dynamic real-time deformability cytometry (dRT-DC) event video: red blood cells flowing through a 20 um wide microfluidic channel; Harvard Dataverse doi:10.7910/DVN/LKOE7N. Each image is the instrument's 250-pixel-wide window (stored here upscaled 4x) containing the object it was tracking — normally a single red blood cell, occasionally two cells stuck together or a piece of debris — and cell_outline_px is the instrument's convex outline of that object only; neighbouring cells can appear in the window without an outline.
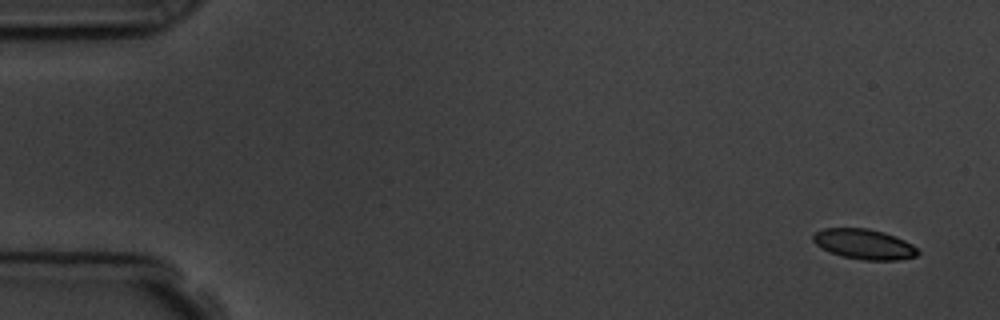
{"species": "common noctule bat (a hibernating species)", "species_latin": "Nyctalus noctula", "temperature_condition": "room temperature", "stored_images_in_passage": 5, "camera_frame_rate_fps": 3000, "um_per_image_px": 0.085, "animal": {"sex": "male", "body_mass_g": 19.5, "forearm_length_mm": 54.6}, "frame": {"image": 1, "passage_image": 1, "time_ms": 0.0, "image_size_px": [1000, 320], "cell_outline_px": [[920, 252], [916, 256], [896, 260], [864, 260], [844, 256], [828, 252], [820, 248], [812, 240], [812, 236], [816, 232], [824, 228], [868, 228], [884, 232], [904, 240], [912, 244]], "centroid_in_image_um": [73.43, 20.75], "position_along_channel_um": 11.6, "area_um2": 18.38}}
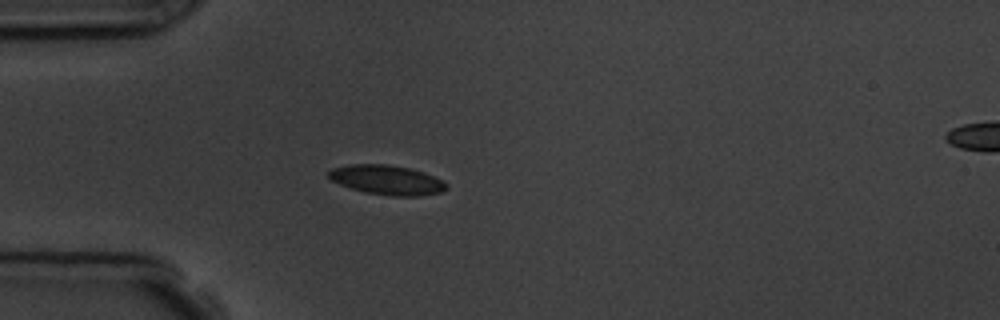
{"frame": {"image": 2, "passage_image": 4, "time_ms": 4.333, "image_size_px": [1000, 320], "cell_outline_px": [[448, 188], [444, 192], [420, 196], [392, 196], [364, 192], [340, 184], [332, 180], [328, 176], [328, 172], [332, 168], [352, 164], [388, 164], [408, 168], [424, 172], [448, 184]], "centroid_in_image_um": [32.91, 15.3], "position_along_channel_um": 52.1, "area_um2": 20.23}}